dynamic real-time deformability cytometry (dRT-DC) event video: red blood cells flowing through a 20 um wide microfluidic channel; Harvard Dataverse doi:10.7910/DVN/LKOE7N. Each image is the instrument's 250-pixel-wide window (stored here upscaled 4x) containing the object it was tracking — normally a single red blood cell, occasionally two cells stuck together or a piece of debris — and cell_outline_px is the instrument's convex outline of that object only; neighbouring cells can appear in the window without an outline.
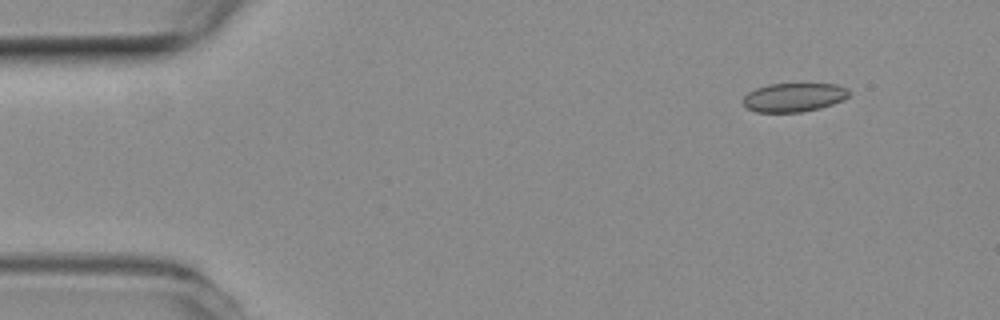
{"species": "common noctule bat (a hibernating species)", "species_latin": "Nyctalus noctula", "temperature_condition": "room temperature", "stored_images_in_passage": 5, "camera_frame_rate_fps": 3000, "um_per_image_px": 0.085, "animal": {"sex": "female", "body_mass_g": 19.3, "forearm_length_mm": 54.1}, "frame": {"image": 1, "passage_image": 2, "time_ms": 0.333, "image_size_px": [1000, 320], "cell_outline_px": [[848, 96], [832, 104], [820, 108], [800, 112], [756, 112], [748, 108], [744, 104], [744, 96], [748, 92], [756, 88], [768, 84], [836, 84], [848, 88]], "centroid_in_image_um": [67.46, 8.27], "position_along_channel_um": 17.5, "area_um2": 17.57}}
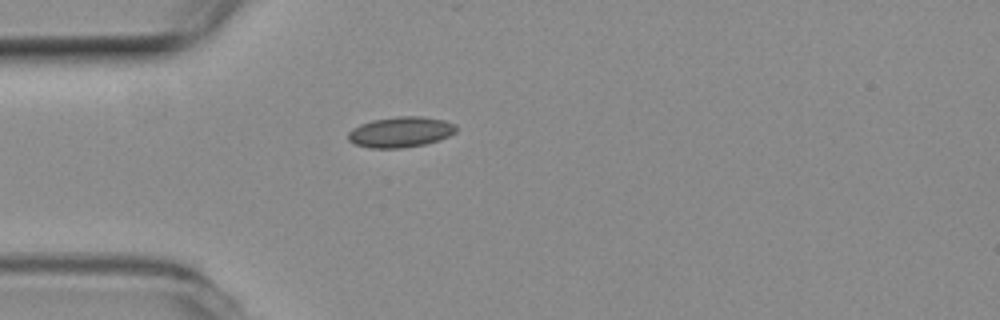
{"frame": {"image": 2, "passage_image": 5, "time_ms": 1.333, "image_size_px": [1000, 320], "cell_outline_px": [[456, 132], [440, 140], [424, 144], [400, 148], [368, 148], [356, 144], [348, 140], [348, 132], [352, 128], [360, 124], [372, 120], [396, 116], [424, 116], [444, 120], [456, 124]], "centroid_in_image_um": [34.05, 11.21], "position_along_channel_um": 51.0, "area_um2": 19.36}}